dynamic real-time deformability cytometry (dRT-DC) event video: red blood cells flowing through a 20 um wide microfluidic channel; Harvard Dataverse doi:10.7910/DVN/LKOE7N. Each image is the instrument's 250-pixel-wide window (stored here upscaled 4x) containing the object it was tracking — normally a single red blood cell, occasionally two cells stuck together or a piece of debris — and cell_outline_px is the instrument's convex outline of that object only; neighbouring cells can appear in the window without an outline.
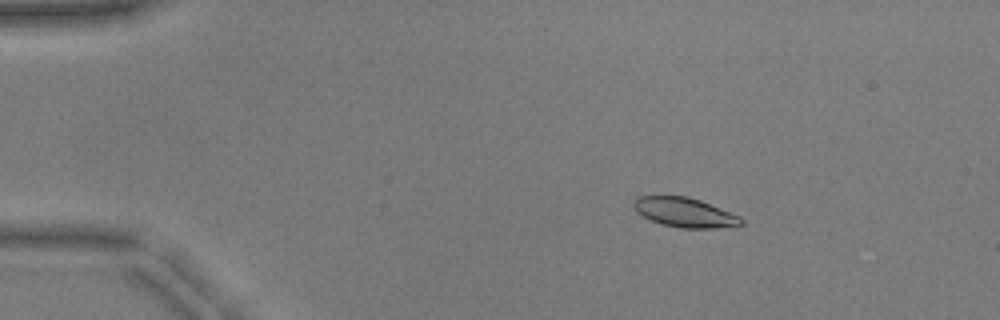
{"species": "common noctule bat (a hibernating species)", "species_latin": "Nyctalus noctula", "temperature_condition": "warm", "stored_images_in_passage": 53, "camera_frame_rate_fps": 3000, "um_per_image_px": 0.085, "animal": {"sex": "male", "body_mass_g": 17.9, "forearm_length_mm": 54.2}, "frame": {"image": 1, "passage_image": 10, "time_ms": 3.0, "image_size_px": [1000, 320], "cell_outline_px": [[744, 224], [736, 228], [680, 228], [664, 224], [652, 220], [636, 212], [632, 204], [640, 196], [688, 196], [700, 200], [740, 216], [744, 220]], "centroid_in_image_um": [58.29, 18.07], "position_along_channel_um": 26.7, "area_um2": 18.55}}
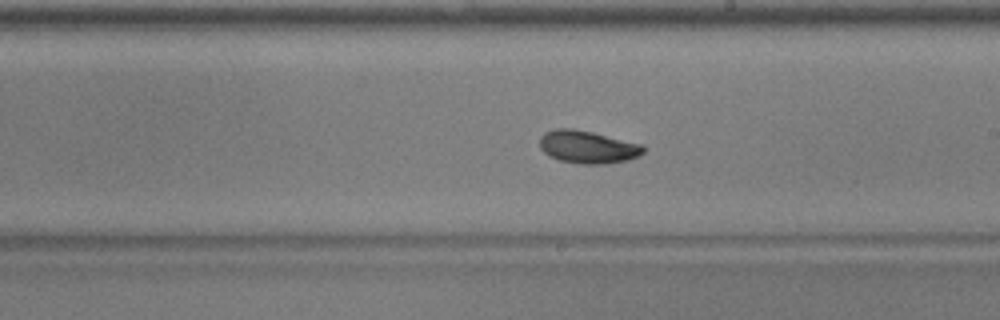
{"frame": {"image": 2, "passage_image": 32, "time_ms": 10.333, "image_size_px": [1000, 320], "cell_outline_px": [[644, 152], [628, 160], [604, 164], [580, 164], [560, 160], [544, 152], [540, 148], [540, 136], [544, 132], [556, 128], [572, 128], [592, 132], [644, 144]], "centroid_in_image_um": [49.96, 12.48], "position_along_channel_um": 239.0, "area_um2": 19.77}}
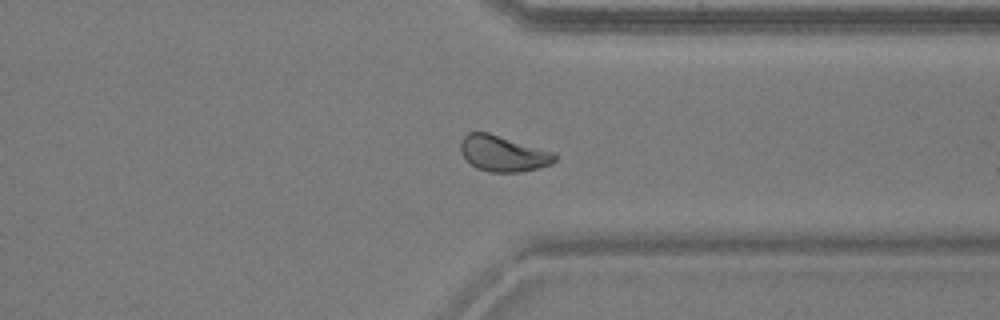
{"frame": {"image": 3, "passage_image": 42, "time_ms": 13.667, "image_size_px": [1000, 320], "cell_outline_px": [[556, 160], [552, 164], [520, 172], [488, 172], [476, 168], [460, 152], [460, 140], [468, 132], [488, 132], [556, 152]], "centroid_in_image_um": [42.77, 13.04], "position_along_channel_um": 368.6, "area_um2": 19.83}, "authors_computed_cell_mechanics": {"area_um2": 19.2474, "velocity_mm_per_s": 3.893, "shape_relaxation_time_tau1_ms": 2.7383, "shape_relaxation_time_tau2_ms": 3.7328, "deformation_change_tau1": 0.1167, "deformation_change_tau2": 0.0716}}